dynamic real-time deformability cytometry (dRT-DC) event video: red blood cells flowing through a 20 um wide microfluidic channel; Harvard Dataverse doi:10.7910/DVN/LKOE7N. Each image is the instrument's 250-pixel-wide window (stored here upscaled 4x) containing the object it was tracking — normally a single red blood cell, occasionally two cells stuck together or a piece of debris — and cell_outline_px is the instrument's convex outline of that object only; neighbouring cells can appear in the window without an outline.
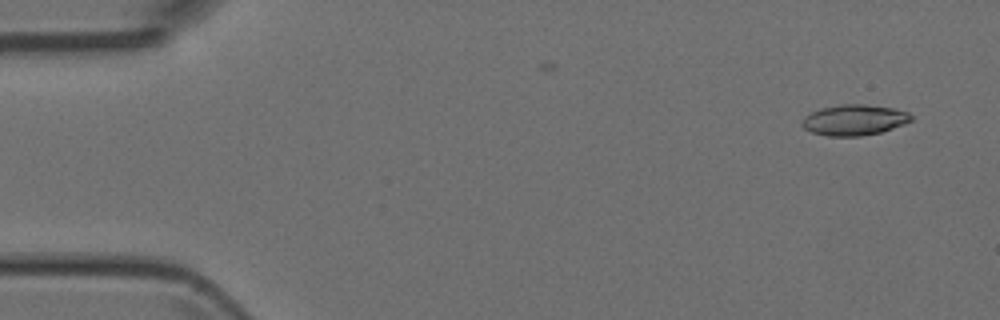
{"species": "Egyptian fruit bat (a non-hibernating species)", "species_latin": "Rousettus aegyptiacus", "temperature_condition": "room temperature", "stored_images_in_passage": 7, "camera_frame_rate_fps": 3000, "um_per_image_px": 0.085, "animal": {"sex": "female"}, "frame": {"image": 1, "passage_image": 2, "time_ms": 0.333, "image_size_px": [1000, 320], "cell_outline_px": [[912, 120], [904, 124], [880, 132], [860, 136], [828, 136], [812, 132], [804, 128], [800, 124], [804, 116], [812, 112], [824, 108], [840, 104], [864, 104], [892, 108], [908, 112], [912, 116]], "centroid_in_image_um": [72.6, 10.2], "position_along_channel_um": 12.4, "area_um2": 19.36}}